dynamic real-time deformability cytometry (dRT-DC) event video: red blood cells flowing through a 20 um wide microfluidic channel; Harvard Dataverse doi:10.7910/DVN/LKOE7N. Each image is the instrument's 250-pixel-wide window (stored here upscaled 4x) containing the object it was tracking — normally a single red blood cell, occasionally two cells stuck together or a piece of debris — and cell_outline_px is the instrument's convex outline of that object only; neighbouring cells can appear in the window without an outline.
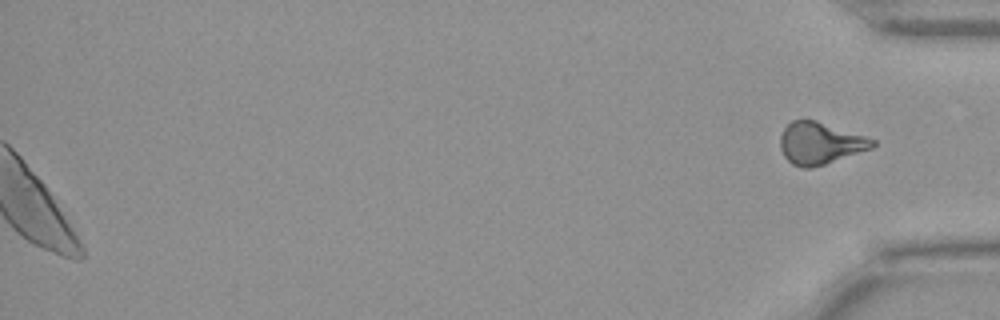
{"species": "Egyptian fruit bat (a non-hibernating species)", "species_latin": "Rousettus aegyptiacus", "temperature_condition": "warm", "stored_images_in_passage": 38, "camera_frame_rate_fps": 3000, "um_per_image_px": 0.085, "animal": {"sex": "female"}, "frame": {"image": 1, "passage_image": 38, "time_ms": 12.333, "image_size_px": [1000, 320], "cell_outline_px": [[876, 144], [872, 148], [824, 164], [808, 168], [804, 168], [792, 164], [784, 156], [780, 148], [780, 136], [784, 128], [792, 120], [816, 120], [876, 140]], "centroid_in_image_um": [69.68, 12.17], "position_along_channel_um": 365.5, "area_um2": 22.25}}